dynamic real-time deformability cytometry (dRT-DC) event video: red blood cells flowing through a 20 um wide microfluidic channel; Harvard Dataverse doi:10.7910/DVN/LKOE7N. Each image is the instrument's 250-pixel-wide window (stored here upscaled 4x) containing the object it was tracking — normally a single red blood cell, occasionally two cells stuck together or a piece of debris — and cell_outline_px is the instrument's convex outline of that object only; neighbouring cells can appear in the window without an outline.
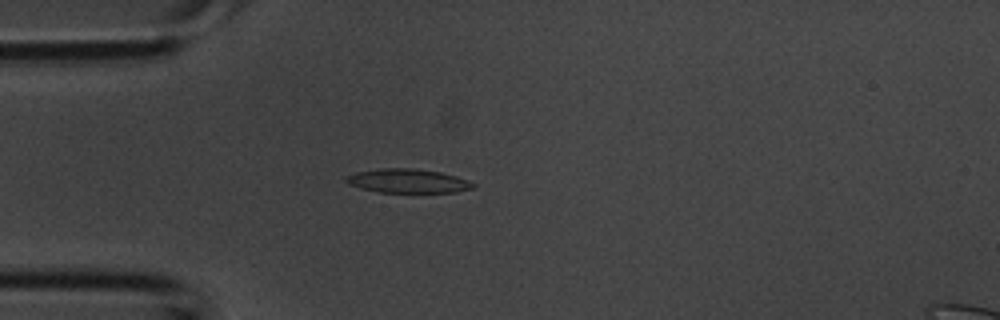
{"species": "common noctule bat (a hibernating species)", "species_latin": "Nyctalus noctula", "temperature_condition": "room temperature", "stored_images_in_passage": 3, "camera_frame_rate_fps": 3000, "um_per_image_px": 0.085, "animal": {"sex": "male", "body_mass_g": 20.1, "forearm_length_mm": 53.5}, "frame": {"image": 1, "passage_image": 3, "time_ms": 0.667, "image_size_px": [1000, 320], "cell_outline_px": [[476, 188], [456, 192], [380, 192], [360, 188], [348, 184], [344, 180], [344, 176], [356, 172], [384, 168], [416, 168], [440, 172], [456, 176], [468, 180], [476, 184]], "centroid_in_image_um": [34.67, 15.38], "position_along_channel_um": 50.3, "area_um2": 17.86}}